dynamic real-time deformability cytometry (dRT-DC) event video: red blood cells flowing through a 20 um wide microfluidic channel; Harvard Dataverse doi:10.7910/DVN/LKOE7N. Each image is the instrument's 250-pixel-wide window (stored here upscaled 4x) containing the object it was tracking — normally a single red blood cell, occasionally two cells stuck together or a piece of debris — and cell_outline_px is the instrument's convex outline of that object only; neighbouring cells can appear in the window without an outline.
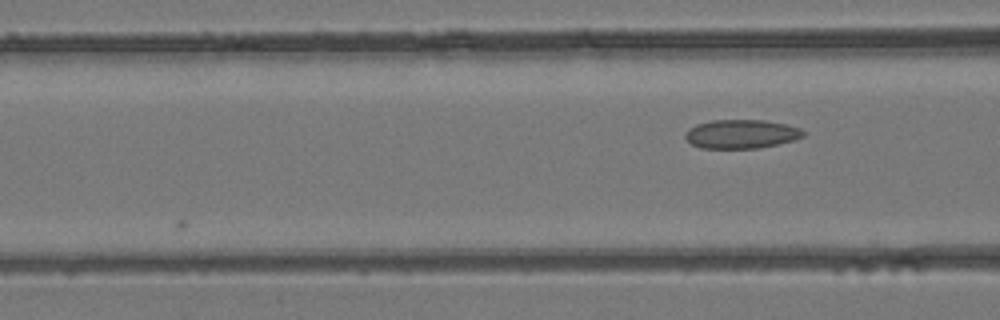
{"species": "common noctule bat (a hibernating species)", "species_latin": "Nyctalus noctula", "temperature_condition": "room temperature", "stored_images_in_passage": 4, "camera_frame_rate_fps": 3000, "um_per_image_px": 0.085, "animal": {"sex": "female", "body_mass_g": 24.6, "forearm_length_mm": 56.2}, "frame": {"image": 1, "passage_image": 4, "time_ms": 1.0, "image_size_px": [1000, 320], "cell_outline_px": [[804, 136], [796, 140], [756, 148], [700, 148], [692, 144], [684, 136], [684, 132], [688, 128], [696, 124], [712, 120], [764, 120], [784, 124], [800, 128], [804, 132]], "centroid_in_image_um": [62.98, 11.39], "position_along_channel_um": 103.6, "area_um2": 19.83}}